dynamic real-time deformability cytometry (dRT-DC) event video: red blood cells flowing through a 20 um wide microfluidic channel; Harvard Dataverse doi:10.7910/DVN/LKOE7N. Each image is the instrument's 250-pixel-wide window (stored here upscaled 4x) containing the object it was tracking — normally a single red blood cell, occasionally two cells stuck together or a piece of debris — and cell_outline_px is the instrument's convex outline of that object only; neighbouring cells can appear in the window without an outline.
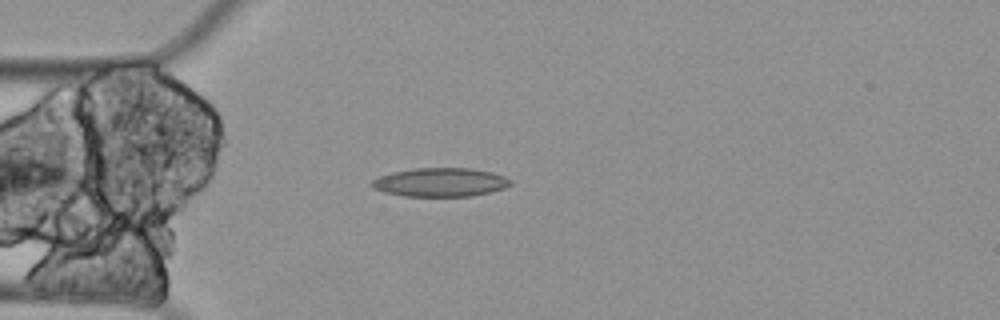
{"species": "Egyptian fruit bat (a non-hibernating species)", "species_latin": "Rousettus aegyptiacus", "temperature_condition": "cold", "stored_images_in_passage": 3, "camera_frame_rate_fps": 3000, "um_per_image_px": 0.085, "animal": {"sex": "female"}, "frame": {"image": 1, "passage_image": 3, "time_ms": 0.667, "image_size_px": [1000, 320], "cell_outline_px": [[512, 184], [504, 188], [472, 196], [404, 196], [384, 192], [372, 188], [368, 184], [372, 180], [380, 176], [392, 172], [416, 168], [472, 168], [492, 172], [504, 176], [512, 180]], "centroid_in_image_um": [37.41, 15.49], "position_along_channel_um": 47.6, "area_um2": 23.29}}